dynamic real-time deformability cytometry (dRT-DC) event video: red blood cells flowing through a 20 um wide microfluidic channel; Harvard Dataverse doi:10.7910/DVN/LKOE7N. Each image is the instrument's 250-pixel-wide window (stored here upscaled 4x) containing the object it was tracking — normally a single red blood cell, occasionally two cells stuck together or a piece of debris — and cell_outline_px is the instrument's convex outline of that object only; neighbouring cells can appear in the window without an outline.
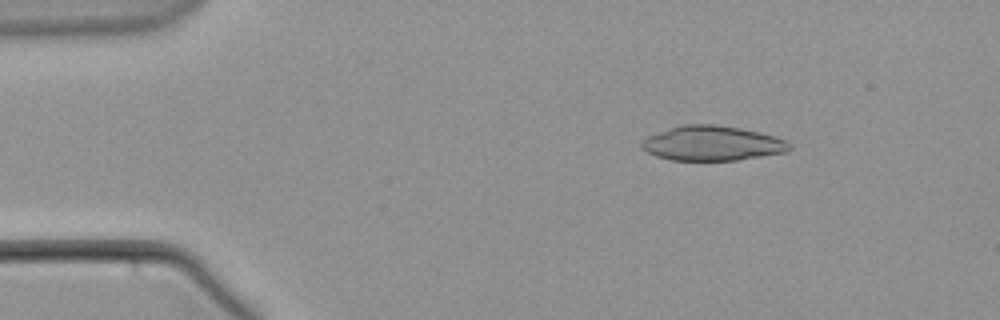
{"species": "common noctule bat (a hibernating species)", "species_latin": "Nyctalus noctula", "temperature_condition": "warm", "stored_images_in_passage": 58, "camera_frame_rate_fps": 3000, "um_per_image_px": 0.085, "animal": {"sex": "male", "body_mass_g": 21.5, "forearm_length_mm": 52.0}, "frame": {"image": 1, "passage_image": 9, "time_ms": 2.667, "image_size_px": [1000, 320], "cell_outline_px": [[792, 148], [784, 152], [736, 160], [672, 160], [656, 156], [640, 148], [640, 144], [648, 136], [668, 128], [680, 124], [716, 124], [740, 128], [760, 132], [776, 136], [788, 140], [792, 144]], "centroid_in_image_um": [60.55, 12.17], "position_along_channel_um": 24.4, "area_um2": 30.06}}
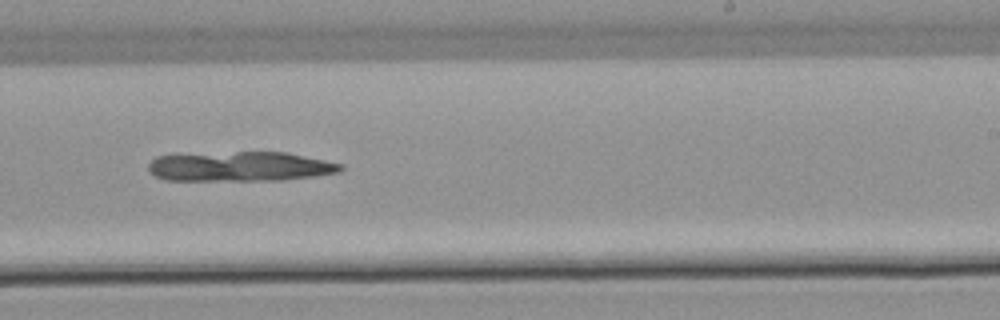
{"frame": {"image": 2, "passage_image": 36, "time_ms": 11.667, "image_size_px": [1000, 320], "cell_outline_px": [[344, 168], [340, 172], [316, 176], [284, 180], [164, 180], [148, 172], [148, 164], [156, 156], [236, 152], [288, 152], [344, 164]], "centroid_in_image_um": [20.46, 14.16], "position_along_channel_um": 268.5, "area_um2": 33.35}}
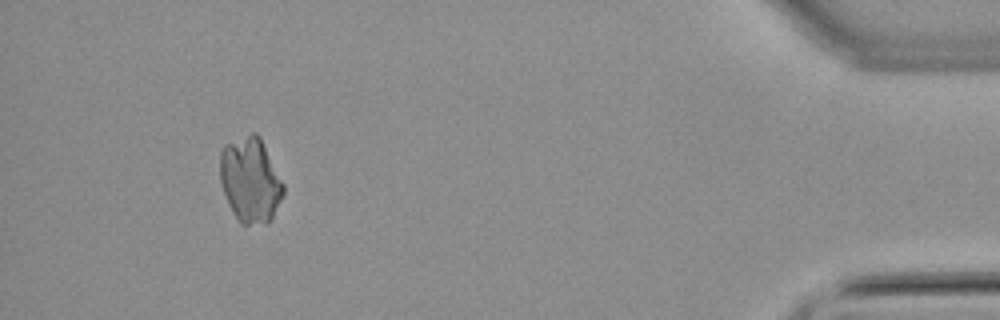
{"frame": {"image": 3, "passage_image": 54, "time_ms": 17.667, "image_size_px": [1000, 320], "cell_outline_px": [[284, 192], [272, 220], [268, 224], [240, 224], [232, 212], [228, 204], [220, 180], [220, 152], [224, 144], [252, 132], [256, 132], [260, 136], [284, 184]], "centroid_in_image_um": [21.28, 15.31], "position_along_channel_um": 413.9, "area_um2": 31.67}}